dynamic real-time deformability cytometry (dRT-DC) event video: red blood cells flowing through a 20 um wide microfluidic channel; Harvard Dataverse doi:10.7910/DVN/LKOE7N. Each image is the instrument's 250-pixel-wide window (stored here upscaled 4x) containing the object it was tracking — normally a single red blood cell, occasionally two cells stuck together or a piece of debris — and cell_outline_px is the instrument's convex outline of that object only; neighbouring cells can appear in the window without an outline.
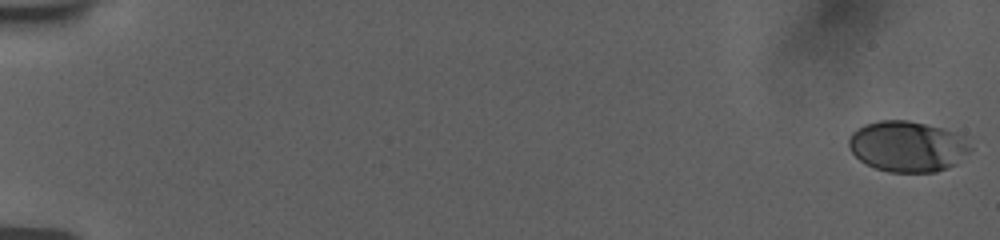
{"species": "human", "species_latin": "Homo sapiens", "temperature_condition": "room temperature", "stored_images_in_passage": 56, "camera_frame_rate_fps": 3000, "um_per_image_px": 0.085, "donor": {"sex": "female"}, "frame": {"image": 1, "passage_image": 1, "time_ms": 0.0, "image_size_px": [1000, 240], "cell_outline_px": [[972, 148], [956, 164], [948, 168], [936, 172], [888, 172], [876, 168], [860, 160], [848, 148], [848, 136], [852, 132], [864, 124], [880, 120], [908, 120], [956, 132], [964, 136]], "centroid_in_image_um": [77.12, 12.44], "position_along_channel_um": 7.9, "area_um2": 36.07}}
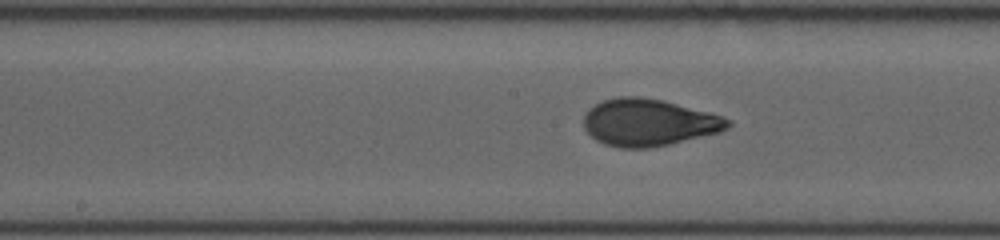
{"frame": {"image": 2, "passage_image": 31, "time_ms": 10.0, "image_size_px": [1000, 240], "cell_outline_px": [[732, 124], [728, 128], [720, 132], [668, 144], [648, 148], [620, 148], [604, 144], [596, 140], [584, 128], [584, 116], [588, 108], [600, 100], [620, 96], [640, 96], [664, 100], [712, 112], [724, 116], [732, 120]], "centroid_in_image_um": [55.15, 10.39], "position_along_channel_um": 193.0, "area_um2": 40.0}}
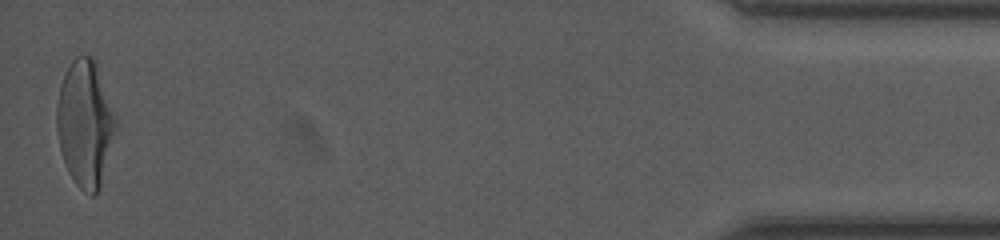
{"frame": {"image": 3, "passage_image": 56, "time_ms": 18.333, "image_size_px": [1000, 240], "cell_outline_px": [[120, 124], [100, 188], [92, 196], [84, 192], [76, 184], [68, 172], [60, 152], [56, 132], [56, 104], [60, 84], [72, 60], [76, 56], [92, 56], [96, 60]], "centroid_in_image_um": [7.27, 10.5], "position_along_channel_um": 427.9, "area_um2": 44.74}, "authors_computed_cell_mechanics": {"area_um2": 38.5237, "velocity_mm_per_s": 3.7733, "shape_relaxation_time_tau1_ms": 4.0499, "shape_relaxation_time_tau2_ms": null, "deformation_change_tau1": 0.1715, "deformation_change_tau2": null}}